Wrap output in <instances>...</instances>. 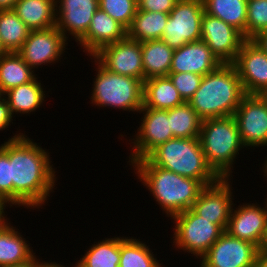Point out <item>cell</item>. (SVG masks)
<instances>
[{"mask_svg": "<svg viewBox=\"0 0 267 267\" xmlns=\"http://www.w3.org/2000/svg\"><path fill=\"white\" fill-rule=\"evenodd\" d=\"M32 140L21 132L0 148L10 161L13 205L39 209L54 191L57 177L49 153Z\"/></svg>", "mask_w": 267, "mask_h": 267, "instance_id": "1", "label": "cell"}, {"mask_svg": "<svg viewBox=\"0 0 267 267\" xmlns=\"http://www.w3.org/2000/svg\"><path fill=\"white\" fill-rule=\"evenodd\" d=\"M38 81L36 77L33 81L12 88L3 94L13 116L16 113L30 114L43 104L46 94L41 86L43 84Z\"/></svg>", "mask_w": 267, "mask_h": 267, "instance_id": "25", "label": "cell"}, {"mask_svg": "<svg viewBox=\"0 0 267 267\" xmlns=\"http://www.w3.org/2000/svg\"><path fill=\"white\" fill-rule=\"evenodd\" d=\"M234 118L244 147L267 146V103L260 95L246 94Z\"/></svg>", "mask_w": 267, "mask_h": 267, "instance_id": "10", "label": "cell"}, {"mask_svg": "<svg viewBox=\"0 0 267 267\" xmlns=\"http://www.w3.org/2000/svg\"><path fill=\"white\" fill-rule=\"evenodd\" d=\"M5 217L0 221V267L29 261L34 254L26 239Z\"/></svg>", "mask_w": 267, "mask_h": 267, "instance_id": "21", "label": "cell"}, {"mask_svg": "<svg viewBox=\"0 0 267 267\" xmlns=\"http://www.w3.org/2000/svg\"><path fill=\"white\" fill-rule=\"evenodd\" d=\"M98 3L100 9L126 29L130 26L138 10V3L135 0H98Z\"/></svg>", "mask_w": 267, "mask_h": 267, "instance_id": "34", "label": "cell"}, {"mask_svg": "<svg viewBox=\"0 0 267 267\" xmlns=\"http://www.w3.org/2000/svg\"><path fill=\"white\" fill-rule=\"evenodd\" d=\"M248 0H203L205 12L237 29L245 39Z\"/></svg>", "mask_w": 267, "mask_h": 267, "instance_id": "28", "label": "cell"}, {"mask_svg": "<svg viewBox=\"0 0 267 267\" xmlns=\"http://www.w3.org/2000/svg\"><path fill=\"white\" fill-rule=\"evenodd\" d=\"M13 11L30 30L56 26L55 0H17Z\"/></svg>", "mask_w": 267, "mask_h": 267, "instance_id": "22", "label": "cell"}, {"mask_svg": "<svg viewBox=\"0 0 267 267\" xmlns=\"http://www.w3.org/2000/svg\"><path fill=\"white\" fill-rule=\"evenodd\" d=\"M260 96H261V97L266 101V103H267V89H266L263 93H261Z\"/></svg>", "mask_w": 267, "mask_h": 267, "instance_id": "48", "label": "cell"}, {"mask_svg": "<svg viewBox=\"0 0 267 267\" xmlns=\"http://www.w3.org/2000/svg\"><path fill=\"white\" fill-rule=\"evenodd\" d=\"M144 80L167 77L170 72L174 49L163 40L141 42Z\"/></svg>", "mask_w": 267, "mask_h": 267, "instance_id": "24", "label": "cell"}, {"mask_svg": "<svg viewBox=\"0 0 267 267\" xmlns=\"http://www.w3.org/2000/svg\"><path fill=\"white\" fill-rule=\"evenodd\" d=\"M42 262L34 255L29 261L4 267H38Z\"/></svg>", "mask_w": 267, "mask_h": 267, "instance_id": "40", "label": "cell"}, {"mask_svg": "<svg viewBox=\"0 0 267 267\" xmlns=\"http://www.w3.org/2000/svg\"><path fill=\"white\" fill-rule=\"evenodd\" d=\"M13 115L3 95H0V131L7 129L12 122Z\"/></svg>", "mask_w": 267, "mask_h": 267, "instance_id": "38", "label": "cell"}, {"mask_svg": "<svg viewBox=\"0 0 267 267\" xmlns=\"http://www.w3.org/2000/svg\"><path fill=\"white\" fill-rule=\"evenodd\" d=\"M139 113H143V116L135 139H132L133 152L128 161L131 164L145 158L158 145L174 138L170 129L168 110L142 107Z\"/></svg>", "mask_w": 267, "mask_h": 267, "instance_id": "11", "label": "cell"}, {"mask_svg": "<svg viewBox=\"0 0 267 267\" xmlns=\"http://www.w3.org/2000/svg\"><path fill=\"white\" fill-rule=\"evenodd\" d=\"M67 38L56 26L44 30H30L28 38L17 52L30 68L59 61L67 49Z\"/></svg>", "mask_w": 267, "mask_h": 267, "instance_id": "12", "label": "cell"}, {"mask_svg": "<svg viewBox=\"0 0 267 267\" xmlns=\"http://www.w3.org/2000/svg\"><path fill=\"white\" fill-rule=\"evenodd\" d=\"M38 267H65L63 265H61L60 263L57 264L56 262H44L42 261V263L38 266Z\"/></svg>", "mask_w": 267, "mask_h": 267, "instance_id": "44", "label": "cell"}, {"mask_svg": "<svg viewBox=\"0 0 267 267\" xmlns=\"http://www.w3.org/2000/svg\"><path fill=\"white\" fill-rule=\"evenodd\" d=\"M120 236L105 238L87 249L74 267H119Z\"/></svg>", "mask_w": 267, "mask_h": 267, "instance_id": "29", "label": "cell"}, {"mask_svg": "<svg viewBox=\"0 0 267 267\" xmlns=\"http://www.w3.org/2000/svg\"><path fill=\"white\" fill-rule=\"evenodd\" d=\"M145 158L152 165L199 180L204 186L220 179L208 165L199 138L174 137L158 145Z\"/></svg>", "mask_w": 267, "mask_h": 267, "instance_id": "4", "label": "cell"}, {"mask_svg": "<svg viewBox=\"0 0 267 267\" xmlns=\"http://www.w3.org/2000/svg\"><path fill=\"white\" fill-rule=\"evenodd\" d=\"M258 251H266L267 252V227L264 232L263 239L261 241L260 246L258 247Z\"/></svg>", "mask_w": 267, "mask_h": 267, "instance_id": "43", "label": "cell"}, {"mask_svg": "<svg viewBox=\"0 0 267 267\" xmlns=\"http://www.w3.org/2000/svg\"><path fill=\"white\" fill-rule=\"evenodd\" d=\"M245 95L235 66L226 63L203 76L188 103L202 120L222 118L234 116Z\"/></svg>", "mask_w": 267, "mask_h": 267, "instance_id": "3", "label": "cell"}, {"mask_svg": "<svg viewBox=\"0 0 267 267\" xmlns=\"http://www.w3.org/2000/svg\"><path fill=\"white\" fill-rule=\"evenodd\" d=\"M17 0H0V10H13Z\"/></svg>", "mask_w": 267, "mask_h": 267, "instance_id": "42", "label": "cell"}, {"mask_svg": "<svg viewBox=\"0 0 267 267\" xmlns=\"http://www.w3.org/2000/svg\"><path fill=\"white\" fill-rule=\"evenodd\" d=\"M267 30V0H248L245 40Z\"/></svg>", "mask_w": 267, "mask_h": 267, "instance_id": "33", "label": "cell"}, {"mask_svg": "<svg viewBox=\"0 0 267 267\" xmlns=\"http://www.w3.org/2000/svg\"><path fill=\"white\" fill-rule=\"evenodd\" d=\"M111 72L144 82L141 43L129 37L102 47L93 55Z\"/></svg>", "mask_w": 267, "mask_h": 267, "instance_id": "13", "label": "cell"}, {"mask_svg": "<svg viewBox=\"0 0 267 267\" xmlns=\"http://www.w3.org/2000/svg\"><path fill=\"white\" fill-rule=\"evenodd\" d=\"M256 267H267V252L258 251L256 258Z\"/></svg>", "mask_w": 267, "mask_h": 267, "instance_id": "41", "label": "cell"}, {"mask_svg": "<svg viewBox=\"0 0 267 267\" xmlns=\"http://www.w3.org/2000/svg\"><path fill=\"white\" fill-rule=\"evenodd\" d=\"M5 217V211L4 208L0 204V221Z\"/></svg>", "mask_w": 267, "mask_h": 267, "instance_id": "47", "label": "cell"}, {"mask_svg": "<svg viewBox=\"0 0 267 267\" xmlns=\"http://www.w3.org/2000/svg\"><path fill=\"white\" fill-rule=\"evenodd\" d=\"M170 129L175 138H199L202 119L188 102L168 109Z\"/></svg>", "mask_w": 267, "mask_h": 267, "instance_id": "32", "label": "cell"}, {"mask_svg": "<svg viewBox=\"0 0 267 267\" xmlns=\"http://www.w3.org/2000/svg\"><path fill=\"white\" fill-rule=\"evenodd\" d=\"M172 220L175 223V248L187 251L200 259L224 232L217 224L197 215L192 209L173 216Z\"/></svg>", "mask_w": 267, "mask_h": 267, "instance_id": "7", "label": "cell"}, {"mask_svg": "<svg viewBox=\"0 0 267 267\" xmlns=\"http://www.w3.org/2000/svg\"><path fill=\"white\" fill-rule=\"evenodd\" d=\"M127 36V29L105 11L98 8L92 17L87 33L78 41L87 55L93 56L102 47Z\"/></svg>", "mask_w": 267, "mask_h": 267, "instance_id": "20", "label": "cell"}, {"mask_svg": "<svg viewBox=\"0 0 267 267\" xmlns=\"http://www.w3.org/2000/svg\"><path fill=\"white\" fill-rule=\"evenodd\" d=\"M199 140L212 170L220 178L233 177V162L244 148L234 116L202 120Z\"/></svg>", "mask_w": 267, "mask_h": 267, "instance_id": "5", "label": "cell"}, {"mask_svg": "<svg viewBox=\"0 0 267 267\" xmlns=\"http://www.w3.org/2000/svg\"><path fill=\"white\" fill-rule=\"evenodd\" d=\"M168 77L185 102H188L193 97L203 78L199 74L189 72L169 73Z\"/></svg>", "mask_w": 267, "mask_h": 267, "instance_id": "35", "label": "cell"}, {"mask_svg": "<svg viewBox=\"0 0 267 267\" xmlns=\"http://www.w3.org/2000/svg\"><path fill=\"white\" fill-rule=\"evenodd\" d=\"M221 64L207 44L199 40L174 50L169 73L189 72L204 76Z\"/></svg>", "mask_w": 267, "mask_h": 267, "instance_id": "19", "label": "cell"}, {"mask_svg": "<svg viewBox=\"0 0 267 267\" xmlns=\"http://www.w3.org/2000/svg\"><path fill=\"white\" fill-rule=\"evenodd\" d=\"M29 33L30 29L13 10H0V40L7 52H18Z\"/></svg>", "mask_w": 267, "mask_h": 267, "instance_id": "30", "label": "cell"}, {"mask_svg": "<svg viewBox=\"0 0 267 267\" xmlns=\"http://www.w3.org/2000/svg\"><path fill=\"white\" fill-rule=\"evenodd\" d=\"M0 204L13 206V182L8 155L0 148Z\"/></svg>", "mask_w": 267, "mask_h": 267, "instance_id": "36", "label": "cell"}, {"mask_svg": "<svg viewBox=\"0 0 267 267\" xmlns=\"http://www.w3.org/2000/svg\"><path fill=\"white\" fill-rule=\"evenodd\" d=\"M258 247L224 231L200 259V267H256Z\"/></svg>", "mask_w": 267, "mask_h": 267, "instance_id": "9", "label": "cell"}, {"mask_svg": "<svg viewBox=\"0 0 267 267\" xmlns=\"http://www.w3.org/2000/svg\"><path fill=\"white\" fill-rule=\"evenodd\" d=\"M55 7L56 27L66 38L70 34L78 42L87 33L99 3L98 0H55Z\"/></svg>", "mask_w": 267, "mask_h": 267, "instance_id": "17", "label": "cell"}, {"mask_svg": "<svg viewBox=\"0 0 267 267\" xmlns=\"http://www.w3.org/2000/svg\"><path fill=\"white\" fill-rule=\"evenodd\" d=\"M129 165L134 167L140 182L144 183L157 204L171 218L191 209L205 187L199 180L152 165L146 158Z\"/></svg>", "mask_w": 267, "mask_h": 267, "instance_id": "2", "label": "cell"}, {"mask_svg": "<svg viewBox=\"0 0 267 267\" xmlns=\"http://www.w3.org/2000/svg\"><path fill=\"white\" fill-rule=\"evenodd\" d=\"M252 41L267 54V30L259 33Z\"/></svg>", "mask_w": 267, "mask_h": 267, "instance_id": "39", "label": "cell"}, {"mask_svg": "<svg viewBox=\"0 0 267 267\" xmlns=\"http://www.w3.org/2000/svg\"><path fill=\"white\" fill-rule=\"evenodd\" d=\"M178 0H140L138 9L148 12H161L169 14Z\"/></svg>", "mask_w": 267, "mask_h": 267, "instance_id": "37", "label": "cell"}, {"mask_svg": "<svg viewBox=\"0 0 267 267\" xmlns=\"http://www.w3.org/2000/svg\"><path fill=\"white\" fill-rule=\"evenodd\" d=\"M183 103L185 101L168 76L144 80L143 107L168 110Z\"/></svg>", "mask_w": 267, "mask_h": 267, "instance_id": "23", "label": "cell"}, {"mask_svg": "<svg viewBox=\"0 0 267 267\" xmlns=\"http://www.w3.org/2000/svg\"><path fill=\"white\" fill-rule=\"evenodd\" d=\"M96 78L93 83L91 103L100 107H113L123 111L139 112L143 107L144 82L106 69L94 56ZM98 69V70H97Z\"/></svg>", "mask_w": 267, "mask_h": 267, "instance_id": "6", "label": "cell"}, {"mask_svg": "<svg viewBox=\"0 0 267 267\" xmlns=\"http://www.w3.org/2000/svg\"><path fill=\"white\" fill-rule=\"evenodd\" d=\"M168 19L169 14L167 13L148 12L138 9L130 26L127 28V37L140 43L159 40L163 36Z\"/></svg>", "mask_w": 267, "mask_h": 267, "instance_id": "27", "label": "cell"}, {"mask_svg": "<svg viewBox=\"0 0 267 267\" xmlns=\"http://www.w3.org/2000/svg\"><path fill=\"white\" fill-rule=\"evenodd\" d=\"M205 13L203 0H178L169 13L163 40L172 49L201 39V19Z\"/></svg>", "mask_w": 267, "mask_h": 267, "instance_id": "8", "label": "cell"}, {"mask_svg": "<svg viewBox=\"0 0 267 267\" xmlns=\"http://www.w3.org/2000/svg\"><path fill=\"white\" fill-rule=\"evenodd\" d=\"M7 53H8V52L5 50V48H4V46L2 45L1 40H0V57H1L2 55L7 54Z\"/></svg>", "mask_w": 267, "mask_h": 267, "instance_id": "45", "label": "cell"}, {"mask_svg": "<svg viewBox=\"0 0 267 267\" xmlns=\"http://www.w3.org/2000/svg\"><path fill=\"white\" fill-rule=\"evenodd\" d=\"M266 160L264 161L265 163L263 164L264 166L262 167L263 172L265 173V177L267 178V156L265 157Z\"/></svg>", "mask_w": 267, "mask_h": 267, "instance_id": "46", "label": "cell"}, {"mask_svg": "<svg viewBox=\"0 0 267 267\" xmlns=\"http://www.w3.org/2000/svg\"><path fill=\"white\" fill-rule=\"evenodd\" d=\"M119 267H162V265L145 242L133 237H120Z\"/></svg>", "mask_w": 267, "mask_h": 267, "instance_id": "31", "label": "cell"}, {"mask_svg": "<svg viewBox=\"0 0 267 267\" xmlns=\"http://www.w3.org/2000/svg\"><path fill=\"white\" fill-rule=\"evenodd\" d=\"M264 203L263 208L257 202L232 208L226 232L259 247L267 227V200Z\"/></svg>", "mask_w": 267, "mask_h": 267, "instance_id": "18", "label": "cell"}, {"mask_svg": "<svg viewBox=\"0 0 267 267\" xmlns=\"http://www.w3.org/2000/svg\"><path fill=\"white\" fill-rule=\"evenodd\" d=\"M200 40L207 44L222 64L233 63L245 41L243 35L233 26L206 12L201 19Z\"/></svg>", "mask_w": 267, "mask_h": 267, "instance_id": "14", "label": "cell"}, {"mask_svg": "<svg viewBox=\"0 0 267 267\" xmlns=\"http://www.w3.org/2000/svg\"><path fill=\"white\" fill-rule=\"evenodd\" d=\"M246 94L260 95L267 89V54L252 40H245L232 63Z\"/></svg>", "mask_w": 267, "mask_h": 267, "instance_id": "16", "label": "cell"}, {"mask_svg": "<svg viewBox=\"0 0 267 267\" xmlns=\"http://www.w3.org/2000/svg\"><path fill=\"white\" fill-rule=\"evenodd\" d=\"M35 71L23 61L17 52H8L0 57V94L19 85L33 81Z\"/></svg>", "mask_w": 267, "mask_h": 267, "instance_id": "26", "label": "cell"}, {"mask_svg": "<svg viewBox=\"0 0 267 267\" xmlns=\"http://www.w3.org/2000/svg\"><path fill=\"white\" fill-rule=\"evenodd\" d=\"M229 180L230 178H220L217 182L205 186L191 208L197 215L211 220L223 231L227 229L234 207Z\"/></svg>", "mask_w": 267, "mask_h": 267, "instance_id": "15", "label": "cell"}]
</instances>
